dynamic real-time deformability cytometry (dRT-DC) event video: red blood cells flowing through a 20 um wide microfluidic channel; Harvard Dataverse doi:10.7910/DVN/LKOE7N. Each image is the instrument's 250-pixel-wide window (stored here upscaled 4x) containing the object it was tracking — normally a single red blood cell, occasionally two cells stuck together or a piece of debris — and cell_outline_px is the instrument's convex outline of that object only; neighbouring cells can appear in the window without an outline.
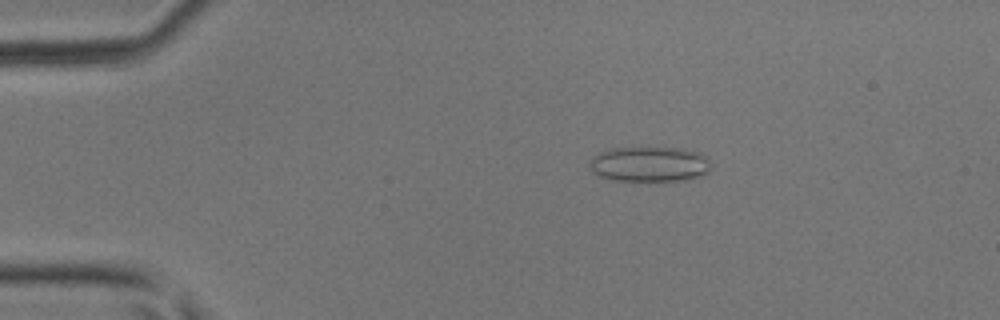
{"species": "common noctule bat (a hibernating species)", "species_latin": "Nyctalus noctula", "temperature_condition": "room temperature", "stored_images_in_passage": 13, "camera_frame_rate_fps": 3000, "um_per_image_px": 0.085, "animal": {"sex": "male", "body_mass_g": 17.9, "forearm_length_mm": 54.2}, "frame": {"image": 1, "passage_image": 4, "time_ms": 1.0, "image_size_px": [1000, 320], "cell_outline_px": [[708, 168], [700, 176], [688, 180], [612, 180], [600, 176], [592, 172], [588, 168], [588, 160], [600, 152], [612, 148], [684, 148], [700, 152], [708, 156]], "centroid_in_image_um": [55.16, 13.94], "position_along_channel_um": 29.8, "area_um2": 24.85}}